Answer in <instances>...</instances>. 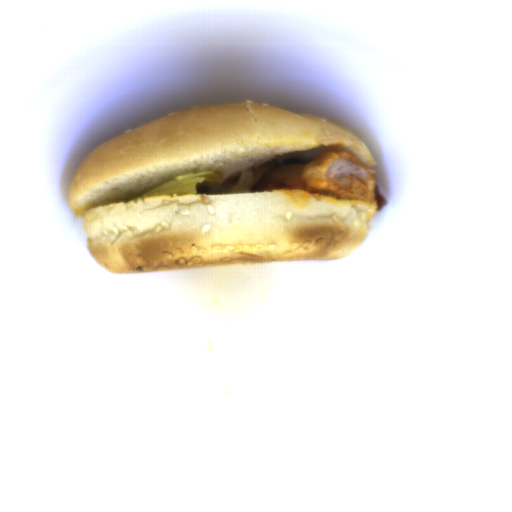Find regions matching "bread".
I'll return each instance as SVG.
<instances>
[{"mask_svg": "<svg viewBox=\"0 0 512 512\" xmlns=\"http://www.w3.org/2000/svg\"><path fill=\"white\" fill-rule=\"evenodd\" d=\"M351 152L375 170L345 125L251 102L182 110L103 142L74 170L68 206L90 257L111 273H152L347 258L367 238L377 200L299 189L133 198L192 172L221 182Z\"/></svg>", "mask_w": 512, "mask_h": 512, "instance_id": "8d2b1439", "label": "bread"}]
</instances>
